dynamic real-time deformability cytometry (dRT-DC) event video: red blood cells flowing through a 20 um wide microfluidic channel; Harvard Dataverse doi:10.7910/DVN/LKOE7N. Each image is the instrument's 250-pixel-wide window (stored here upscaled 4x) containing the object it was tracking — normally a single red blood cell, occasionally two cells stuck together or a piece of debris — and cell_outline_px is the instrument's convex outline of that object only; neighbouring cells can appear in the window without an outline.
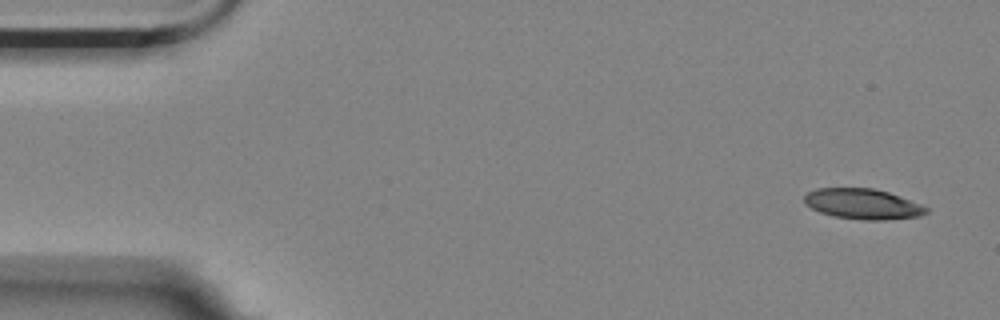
{"species": "Egyptian fruit bat (a non-hibernating species)", "species_latin": "Rousettus aegyptiacus", "temperature_condition": "room temperature", "stored_images_in_passage": 6, "camera_frame_rate_fps": 3000, "um_per_image_px": 0.085, "animal": {"sex": "female"}, "frame": {"image": 1, "passage_image": 1, "time_ms": 0.0, "image_size_px": [1000, 320], "cell_outline_px": [[928, 212], [920, 216], [884, 220], [860, 220], [832, 216], [820, 212], [804, 204], [804, 196], [808, 192], [816, 188], [872, 188], [888, 192], [920, 204], [928, 208]], "centroid_in_image_um": [73.3, 17.34], "position_along_channel_um": 11.7, "area_um2": 21.62}}
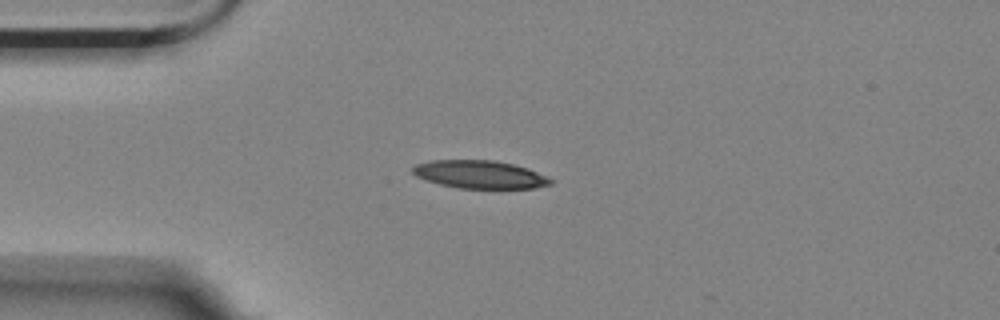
{"frame": {"image": 2, "passage_image": 4, "time_ms": 1.0, "image_size_px": [1000, 320], "cell_outline_px": [[552, 184], [536, 188], [460, 188], [440, 184], [416, 176], [412, 172], [412, 168], [416, 164], [432, 160], [492, 160], [512, 164], [528, 168], [552, 180]], "centroid_in_image_um": [40.77, 14.83], "position_along_channel_um": 44.2, "area_um2": 22.2}}
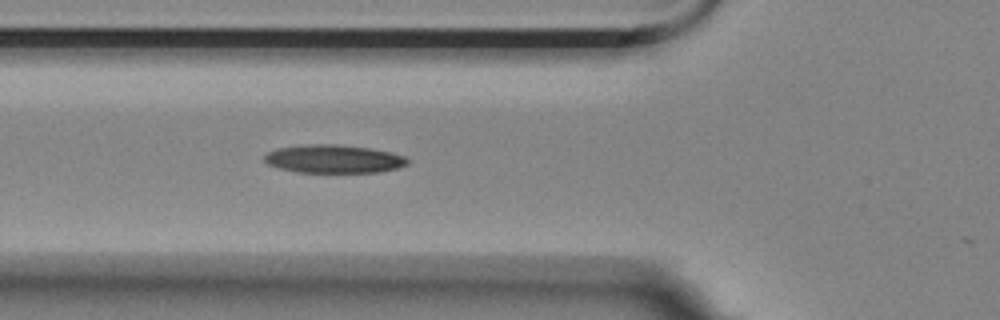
{"frame": {"image": 3, "passage_image": 6, "time_ms": 1.667, "image_size_px": [1000, 320], "cell_outline_px": [[408, 164], [396, 168], [376, 172], [296, 172], [280, 168], [268, 164], [264, 160], [264, 156], [268, 152], [276, 148], [308, 144], [336, 144], [368, 148], [392, 152], [404, 156], [408, 160]], "centroid_in_image_um": [28.34, 13.5], "position_along_channel_um": 97.5, "area_um2": 23.41}}